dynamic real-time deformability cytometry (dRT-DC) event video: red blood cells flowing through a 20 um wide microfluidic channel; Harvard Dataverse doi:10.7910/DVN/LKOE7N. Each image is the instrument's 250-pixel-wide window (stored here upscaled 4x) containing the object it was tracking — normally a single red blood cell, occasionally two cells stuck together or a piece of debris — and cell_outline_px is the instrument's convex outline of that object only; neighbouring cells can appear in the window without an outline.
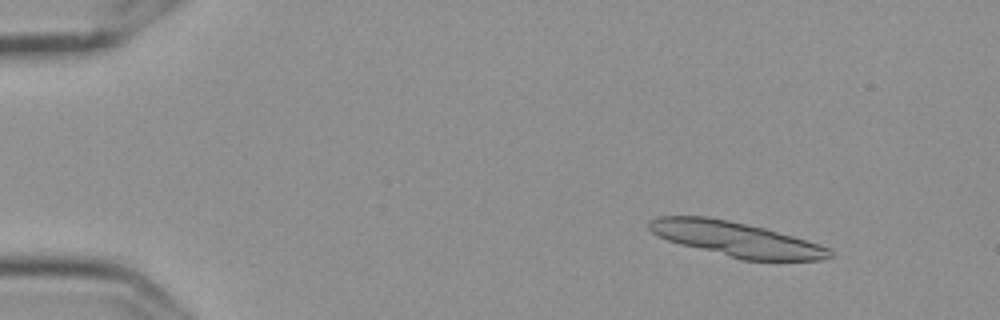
{"species": "Egyptian fruit bat (a non-hibernating species)", "species_latin": "Rousettus aegyptiacus", "temperature_condition": "cold", "stored_images_in_passage": 18, "camera_frame_rate_fps": 3000, "um_per_image_px": 0.085, "frame": {"image": 1, "passage_image": 7, "time_ms": 2.0, "image_size_px": [1000, 320], "cell_outline_px": [[832, 256], [820, 260], [740, 260], [680, 244], [668, 240], [652, 232], [648, 228], [648, 220], [660, 216], [708, 216], [728, 220], [764, 228], [792, 236], [832, 248]], "centroid_in_image_um": [62.55, 20.33], "position_along_channel_um": 22.4, "area_um2": 36.36}}